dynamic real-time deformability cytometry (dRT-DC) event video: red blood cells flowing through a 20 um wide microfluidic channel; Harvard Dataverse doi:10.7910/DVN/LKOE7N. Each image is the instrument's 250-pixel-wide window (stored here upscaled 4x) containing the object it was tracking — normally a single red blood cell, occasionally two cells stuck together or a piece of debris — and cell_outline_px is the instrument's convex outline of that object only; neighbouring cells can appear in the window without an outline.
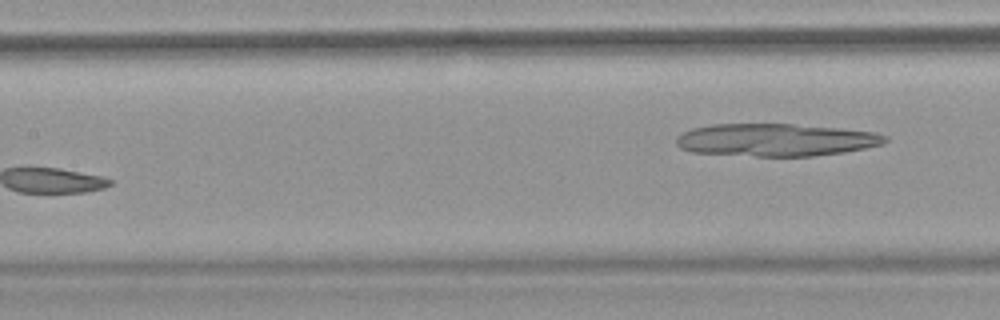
{"species": "common noctule bat (a hibernating species)", "species_latin": "Nyctalus noctula", "temperature_condition": "warm", "stored_images_in_passage": 6, "camera_frame_rate_fps": 3000, "um_per_image_px": 0.085, "animal": {"sex": "female", "body_mass_g": 18.4}, "frame": {"image": 1, "passage_image": 6, "time_ms": 6.0, "image_size_px": [1000, 320], "cell_outline_px": [[888, 140], [880, 144], [864, 148], [844, 152], [812, 156], [756, 156], [692, 152], [680, 148], [676, 144], [676, 136], [680, 132], [692, 128], [712, 124], [792, 124], [840, 128], [872, 132], [888, 136]], "centroid_in_image_um": [65.88, 11.89], "position_along_channel_um": 141.5, "area_um2": 39.65}}